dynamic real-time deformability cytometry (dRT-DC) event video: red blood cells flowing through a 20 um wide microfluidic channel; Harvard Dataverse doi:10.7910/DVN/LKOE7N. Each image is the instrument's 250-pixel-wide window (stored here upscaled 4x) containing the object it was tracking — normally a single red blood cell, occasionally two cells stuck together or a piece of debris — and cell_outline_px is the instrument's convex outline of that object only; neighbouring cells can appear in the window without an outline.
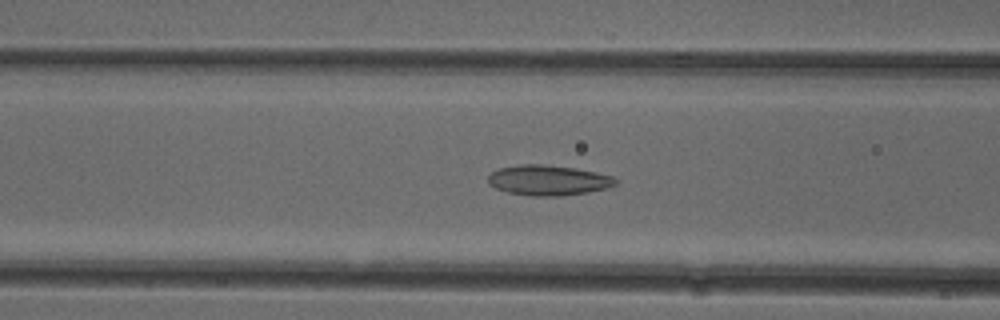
{"species": "common noctule bat (a hibernating species)", "species_latin": "Nyctalus noctula", "temperature_condition": "cold", "stored_images_in_passage": 50, "camera_frame_rate_fps": 3000, "um_per_image_px": 0.085, "animal": {"sex": "female"}, "frame": {"image": 1, "passage_image": 19, "time_ms": 6.0, "image_size_px": [1000, 320], "cell_outline_px": [[616, 184], [608, 188], [588, 192], [560, 196], [528, 196], [508, 192], [496, 188], [488, 184], [488, 176], [492, 172], [500, 168], [520, 164], [544, 164], [576, 168], [596, 172], [612, 176], [616, 180]], "centroid_in_image_um": [46.59, 15.32], "position_along_channel_um": 120.0, "area_um2": 22.54}}
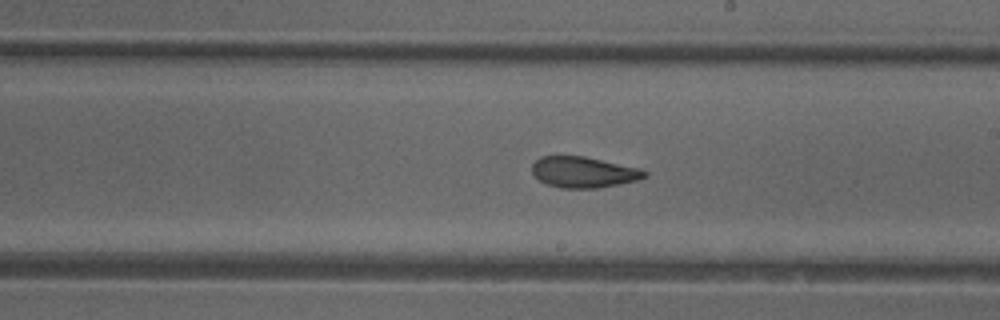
{"frame": {"image": 2, "passage_image": 28, "time_ms": 9.0, "image_size_px": [1000, 320], "cell_outline_px": [[648, 176], [640, 180], [596, 188], [560, 188], [548, 184], [540, 180], [532, 172], [532, 164], [540, 156], [584, 156], [640, 168], [648, 172]], "centroid_in_image_um": [49.63, 14.63], "position_along_channel_um": 239.4, "area_um2": 20.29}}
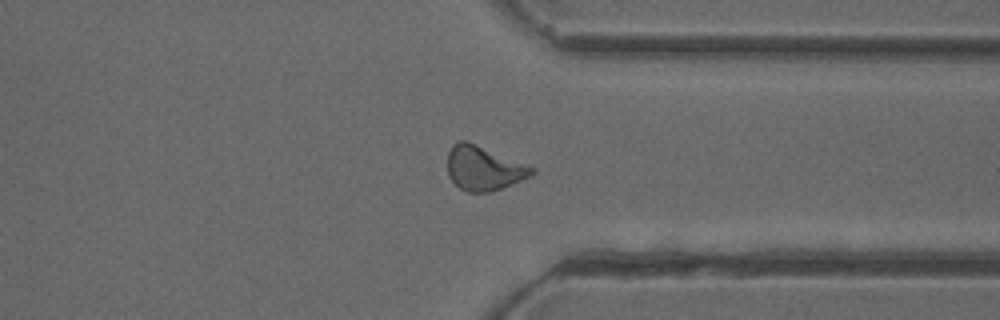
{"frame": {"image": 3, "passage_image": 38, "time_ms": 12.333, "image_size_px": [1000, 320], "cell_outline_px": [[536, 172], [532, 176], [492, 192], [468, 192], [460, 188], [448, 176], [448, 152], [452, 144], [460, 140], [464, 140], [536, 168]], "centroid_in_image_um": [41.12, 14.31], "position_along_channel_um": 370.3, "area_um2": 21.62}, "authors_computed_cell_mechanics": {"area_um2": 21.6172, "velocity_mm_per_s": 3.9738, "shape_relaxation_time_tau1_ms": null, "shape_relaxation_time_tau2_ms": 2.4541, "deformation_change_tau1": null, "deformation_change_tau2": 0.1022}}